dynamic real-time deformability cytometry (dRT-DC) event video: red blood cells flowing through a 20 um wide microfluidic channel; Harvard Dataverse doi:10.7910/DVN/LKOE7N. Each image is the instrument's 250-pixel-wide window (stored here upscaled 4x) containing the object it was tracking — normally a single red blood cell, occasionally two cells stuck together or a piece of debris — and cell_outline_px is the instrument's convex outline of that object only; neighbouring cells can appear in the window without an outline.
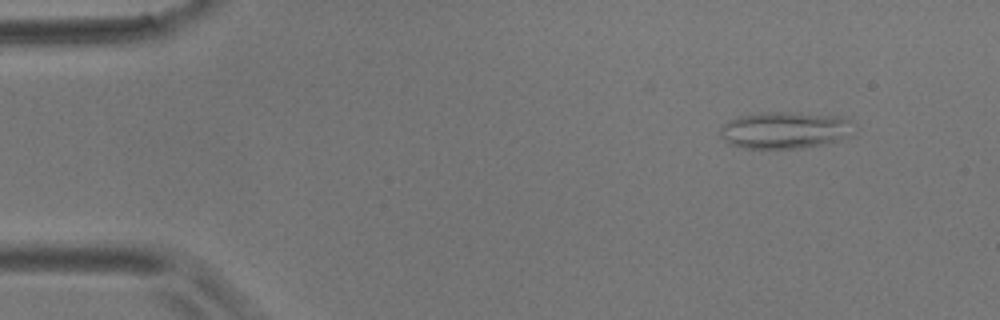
{"species": "common noctule bat (a hibernating species)", "species_latin": "Nyctalus noctula", "temperature_condition": "room temperature", "stored_images_in_passage": 4, "camera_frame_rate_fps": 3000, "um_per_image_px": 0.085, "animal": {"sex": "male", "body_mass_g": 17.9}, "frame": {"image": 1, "passage_image": 2, "time_ms": 1.333, "image_size_px": [1000, 320], "cell_outline_px": [[856, 124], [852, 136], [840, 140], [800, 148], [744, 148], [732, 144], [724, 140], [720, 136], [720, 128], [728, 120], [736, 116], [764, 112], [800, 112], [848, 116]], "centroid_in_image_um": [66.81, 11.03], "position_along_channel_um": 18.2, "area_um2": 29.42}}